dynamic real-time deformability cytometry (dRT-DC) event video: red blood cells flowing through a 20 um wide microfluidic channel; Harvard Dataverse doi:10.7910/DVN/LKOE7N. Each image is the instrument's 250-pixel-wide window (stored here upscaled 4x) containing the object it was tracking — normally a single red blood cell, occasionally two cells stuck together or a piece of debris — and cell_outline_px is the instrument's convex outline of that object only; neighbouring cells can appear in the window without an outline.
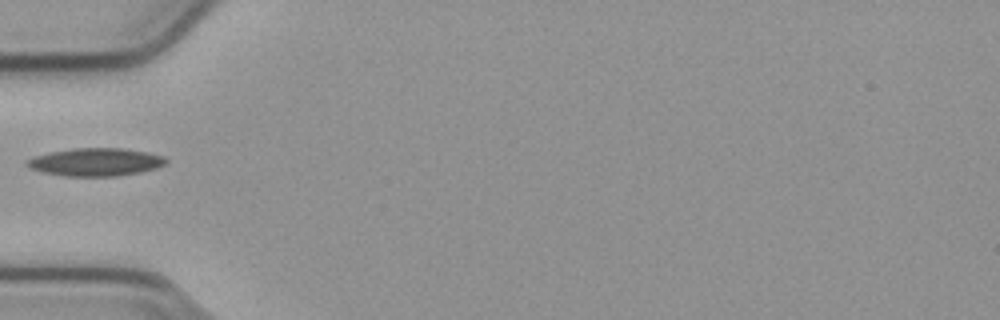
{"species": "common noctule bat (a hibernating species)", "species_latin": "Nyctalus noctula", "temperature_condition": "cold", "stored_images_in_passage": 32, "camera_frame_rate_fps": 3000, "um_per_image_px": 0.085, "animal": {"sex": "male", "body_mass_g": 23.1, "forearm_length_mm": 52.7}, "frame": {"image": 1, "passage_image": 1, "time_ms": 0.0, "image_size_px": [1000, 320], "cell_outline_px": [[168, 160], [164, 164], [156, 168], [140, 172], [116, 176], [64, 176], [44, 172], [28, 168], [24, 164], [24, 160], [36, 156], [52, 152], [72, 148], [120, 148], [148, 152], [164, 156]], "centroid_in_image_um": [8.11, 13.77], "position_along_channel_um": 76.9, "area_um2": 22.6}}
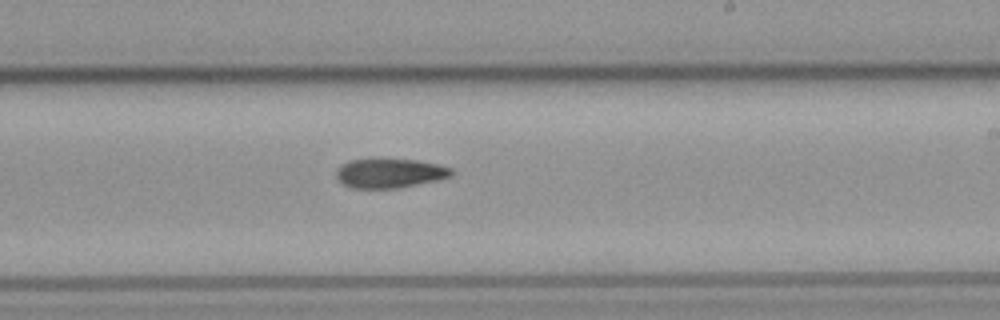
{"frame": {"image": 2, "passage_image": 15, "time_ms": 4.667, "image_size_px": [1000, 320], "cell_outline_px": [[452, 176], [436, 180], [400, 188], [352, 188], [344, 184], [336, 176], [336, 172], [340, 164], [348, 160], [376, 156], [416, 160], [436, 164], [452, 168]], "centroid_in_image_um": [33.08, 14.67], "position_along_channel_um": 255.9, "area_um2": 20.35}}
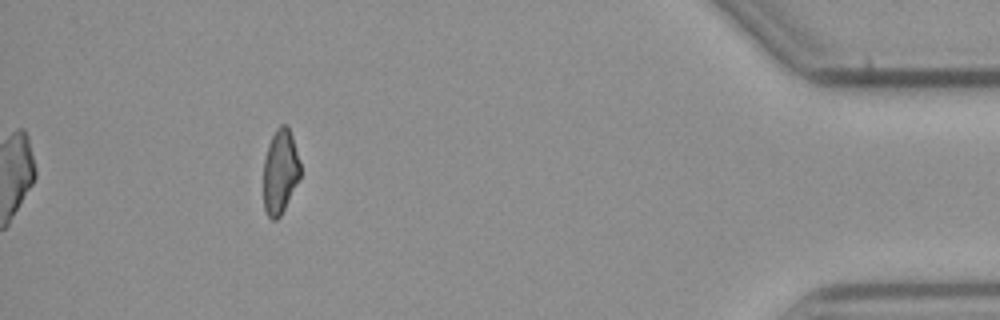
{"frame": {"image": 3, "passage_image": 32, "time_ms": 10.333, "image_size_px": [1000, 320], "cell_outline_px": [[300, 176], [280, 216], [276, 220], [272, 220], [268, 216], [264, 208], [264, 160], [268, 144], [276, 128], [280, 124], [288, 124], [292, 136], [300, 164]], "centroid_in_image_um": [23.8, 14.55], "position_along_channel_um": 411.4, "area_um2": 17.92}}